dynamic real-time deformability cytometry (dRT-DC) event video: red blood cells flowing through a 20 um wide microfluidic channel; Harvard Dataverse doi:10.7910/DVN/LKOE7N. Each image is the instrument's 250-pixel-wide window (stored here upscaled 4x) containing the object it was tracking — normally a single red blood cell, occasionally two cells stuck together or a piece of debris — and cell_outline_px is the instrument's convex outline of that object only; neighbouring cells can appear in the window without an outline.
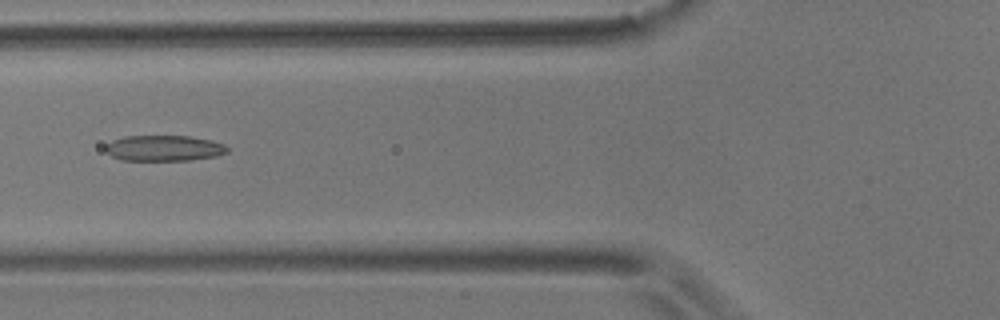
{"species": "common noctule bat (a hibernating species)", "species_latin": "Nyctalus noctula", "temperature_condition": "room temperature", "stored_images_in_passage": 7, "camera_frame_rate_fps": 3000, "um_per_image_px": 0.085, "animal": {"sex": "male", "body_mass_g": 17.9}, "frame": {"image": 1, "passage_image": 7, "time_ms": 6.667, "image_size_px": [1000, 320], "cell_outline_px": [[228, 152], [216, 156], [188, 160], [120, 160], [112, 156], [104, 148], [112, 140], [124, 136], [188, 136], [212, 140], [224, 144], [228, 148]], "centroid_in_image_um": [13.95, 12.59], "position_along_channel_um": 111.9, "area_um2": 18.21}}